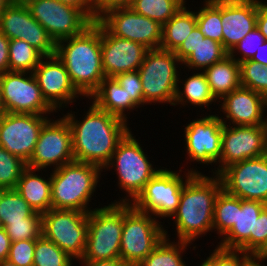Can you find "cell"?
Listing matches in <instances>:
<instances>
[{"mask_svg":"<svg viewBox=\"0 0 267 266\" xmlns=\"http://www.w3.org/2000/svg\"><path fill=\"white\" fill-rule=\"evenodd\" d=\"M81 120L69 110L63 117L72 132V151L75 161L99 166L102 170L111 160L117 144L130 130L128 122L99 109L92 101ZM76 113V115H75Z\"/></svg>","mask_w":267,"mask_h":266,"instance_id":"1","label":"cell"},{"mask_svg":"<svg viewBox=\"0 0 267 266\" xmlns=\"http://www.w3.org/2000/svg\"><path fill=\"white\" fill-rule=\"evenodd\" d=\"M222 189L220 177L214 174H193L185 182L178 209L170 218L178 241L193 244L213 232L215 201Z\"/></svg>","mask_w":267,"mask_h":266,"instance_id":"2","label":"cell"},{"mask_svg":"<svg viewBox=\"0 0 267 266\" xmlns=\"http://www.w3.org/2000/svg\"><path fill=\"white\" fill-rule=\"evenodd\" d=\"M55 55L65 65L76 90L90 98L105 78L102 67L101 23L97 20L81 34L57 42Z\"/></svg>","mask_w":267,"mask_h":266,"instance_id":"3","label":"cell"},{"mask_svg":"<svg viewBox=\"0 0 267 266\" xmlns=\"http://www.w3.org/2000/svg\"><path fill=\"white\" fill-rule=\"evenodd\" d=\"M50 172L52 208L86 213L93 210L89 202L105 171L97 165L73 161Z\"/></svg>","mask_w":267,"mask_h":266,"instance_id":"4","label":"cell"},{"mask_svg":"<svg viewBox=\"0 0 267 266\" xmlns=\"http://www.w3.org/2000/svg\"><path fill=\"white\" fill-rule=\"evenodd\" d=\"M131 130L119 141L111 160L104 167L105 171H110L111 168L116 171L118 188L126 194L113 202L131 203L149 180L163 168L153 167L149 160L151 157L144 152L147 150L144 146L142 148Z\"/></svg>","mask_w":267,"mask_h":266,"instance_id":"5","label":"cell"},{"mask_svg":"<svg viewBox=\"0 0 267 266\" xmlns=\"http://www.w3.org/2000/svg\"><path fill=\"white\" fill-rule=\"evenodd\" d=\"M187 168H184L186 171L180 168L177 172L170 167H163L149 180L131 205L158 220L160 217L170 219L178 209L185 182L193 174H202L196 167Z\"/></svg>","mask_w":267,"mask_h":266,"instance_id":"6","label":"cell"},{"mask_svg":"<svg viewBox=\"0 0 267 266\" xmlns=\"http://www.w3.org/2000/svg\"><path fill=\"white\" fill-rule=\"evenodd\" d=\"M123 217L124 202L111 201L91 210L86 247L80 260L119 259Z\"/></svg>","mask_w":267,"mask_h":266,"instance_id":"7","label":"cell"},{"mask_svg":"<svg viewBox=\"0 0 267 266\" xmlns=\"http://www.w3.org/2000/svg\"><path fill=\"white\" fill-rule=\"evenodd\" d=\"M180 67L183 69L181 61L173 51L159 48L146 52L138 72L141 78L144 102L147 105L159 103L173 106Z\"/></svg>","mask_w":267,"mask_h":266,"instance_id":"8","label":"cell"},{"mask_svg":"<svg viewBox=\"0 0 267 266\" xmlns=\"http://www.w3.org/2000/svg\"><path fill=\"white\" fill-rule=\"evenodd\" d=\"M163 223L124 202L120 259L128 266L142 262L165 237Z\"/></svg>","mask_w":267,"mask_h":266,"instance_id":"9","label":"cell"},{"mask_svg":"<svg viewBox=\"0 0 267 266\" xmlns=\"http://www.w3.org/2000/svg\"><path fill=\"white\" fill-rule=\"evenodd\" d=\"M88 215L77 210L51 208L42 214V235L76 262L84 255Z\"/></svg>","mask_w":267,"mask_h":266,"instance_id":"10","label":"cell"},{"mask_svg":"<svg viewBox=\"0 0 267 266\" xmlns=\"http://www.w3.org/2000/svg\"><path fill=\"white\" fill-rule=\"evenodd\" d=\"M209 112L210 114L198 116L200 118L197 117L186 123V126L183 125L182 137L185 141L186 163L190 161L204 166L211 165L215 168H211L209 173L216 175V164L221 157L223 122L218 114Z\"/></svg>","mask_w":267,"mask_h":266,"instance_id":"11","label":"cell"},{"mask_svg":"<svg viewBox=\"0 0 267 266\" xmlns=\"http://www.w3.org/2000/svg\"><path fill=\"white\" fill-rule=\"evenodd\" d=\"M1 100L6 113L53 115L33 73L8 71L0 75ZM55 112V113H54Z\"/></svg>","mask_w":267,"mask_h":266,"instance_id":"12","label":"cell"},{"mask_svg":"<svg viewBox=\"0 0 267 266\" xmlns=\"http://www.w3.org/2000/svg\"><path fill=\"white\" fill-rule=\"evenodd\" d=\"M73 161L69 123L61 116L49 119L41 128L34 152L26 166L39 170H48L50 167V170H54Z\"/></svg>","mask_w":267,"mask_h":266,"instance_id":"13","label":"cell"},{"mask_svg":"<svg viewBox=\"0 0 267 266\" xmlns=\"http://www.w3.org/2000/svg\"><path fill=\"white\" fill-rule=\"evenodd\" d=\"M32 17L58 41L81 34L93 21L80 9L59 0H32L27 4Z\"/></svg>","mask_w":267,"mask_h":266,"instance_id":"14","label":"cell"},{"mask_svg":"<svg viewBox=\"0 0 267 266\" xmlns=\"http://www.w3.org/2000/svg\"><path fill=\"white\" fill-rule=\"evenodd\" d=\"M218 176L227 193L267 205V154L233 163Z\"/></svg>","mask_w":267,"mask_h":266,"instance_id":"15","label":"cell"},{"mask_svg":"<svg viewBox=\"0 0 267 266\" xmlns=\"http://www.w3.org/2000/svg\"><path fill=\"white\" fill-rule=\"evenodd\" d=\"M267 154L266 125L223 124L221 157L216 164V175L227 166Z\"/></svg>","mask_w":267,"mask_h":266,"instance_id":"16","label":"cell"},{"mask_svg":"<svg viewBox=\"0 0 267 266\" xmlns=\"http://www.w3.org/2000/svg\"><path fill=\"white\" fill-rule=\"evenodd\" d=\"M49 115L4 113L0 117V146L27 163Z\"/></svg>","mask_w":267,"mask_h":266,"instance_id":"17","label":"cell"},{"mask_svg":"<svg viewBox=\"0 0 267 266\" xmlns=\"http://www.w3.org/2000/svg\"><path fill=\"white\" fill-rule=\"evenodd\" d=\"M98 21L116 37L141 43L149 50L161 46L162 25L130 7L109 10Z\"/></svg>","mask_w":267,"mask_h":266,"instance_id":"18","label":"cell"},{"mask_svg":"<svg viewBox=\"0 0 267 266\" xmlns=\"http://www.w3.org/2000/svg\"><path fill=\"white\" fill-rule=\"evenodd\" d=\"M0 32L9 40H24L43 56L55 55L57 43L32 17L27 5L9 3L0 13Z\"/></svg>","mask_w":267,"mask_h":266,"instance_id":"19","label":"cell"},{"mask_svg":"<svg viewBox=\"0 0 267 266\" xmlns=\"http://www.w3.org/2000/svg\"><path fill=\"white\" fill-rule=\"evenodd\" d=\"M33 74L43 98L57 113L73 105L79 97L84 98L72 84L65 65L56 55L44 56Z\"/></svg>","mask_w":267,"mask_h":266,"instance_id":"20","label":"cell"},{"mask_svg":"<svg viewBox=\"0 0 267 266\" xmlns=\"http://www.w3.org/2000/svg\"><path fill=\"white\" fill-rule=\"evenodd\" d=\"M218 103L224 116L220 113L223 124L266 125L267 98L256 91L240 86L224 95Z\"/></svg>","mask_w":267,"mask_h":266,"instance_id":"21","label":"cell"},{"mask_svg":"<svg viewBox=\"0 0 267 266\" xmlns=\"http://www.w3.org/2000/svg\"><path fill=\"white\" fill-rule=\"evenodd\" d=\"M149 49L143 44L112 35L101 24L102 67L105 77L137 71Z\"/></svg>","mask_w":267,"mask_h":266,"instance_id":"22","label":"cell"},{"mask_svg":"<svg viewBox=\"0 0 267 266\" xmlns=\"http://www.w3.org/2000/svg\"><path fill=\"white\" fill-rule=\"evenodd\" d=\"M257 0H221L222 46L229 53L256 27Z\"/></svg>","mask_w":267,"mask_h":266,"instance_id":"23","label":"cell"},{"mask_svg":"<svg viewBox=\"0 0 267 266\" xmlns=\"http://www.w3.org/2000/svg\"><path fill=\"white\" fill-rule=\"evenodd\" d=\"M266 206L261 201L242 200L237 197V222L217 242V246L242 250L254 257L255 222Z\"/></svg>","mask_w":267,"mask_h":266,"instance_id":"24","label":"cell"},{"mask_svg":"<svg viewBox=\"0 0 267 266\" xmlns=\"http://www.w3.org/2000/svg\"><path fill=\"white\" fill-rule=\"evenodd\" d=\"M40 171L41 174L39 173ZM42 171L46 172L47 170L26 167L23 170L15 188L29 206L35 212L40 214H43L52 208L51 172H49L50 177L46 178L43 176Z\"/></svg>","mask_w":267,"mask_h":266,"instance_id":"25","label":"cell"},{"mask_svg":"<svg viewBox=\"0 0 267 266\" xmlns=\"http://www.w3.org/2000/svg\"><path fill=\"white\" fill-rule=\"evenodd\" d=\"M89 100L99 109L113 114L126 122L129 121L130 112L140 108L118 81L115 78L110 77L104 78L98 90L89 98Z\"/></svg>","mask_w":267,"mask_h":266,"instance_id":"26","label":"cell"},{"mask_svg":"<svg viewBox=\"0 0 267 266\" xmlns=\"http://www.w3.org/2000/svg\"><path fill=\"white\" fill-rule=\"evenodd\" d=\"M191 73L192 74H190L188 77V74L185 71V74L187 76L184 77V80V78L181 79L180 77V70L178 76L177 92L173 106L177 107L181 104L180 107H186V105H189L200 107L201 110L205 107L208 108L207 110H211L212 107L210 106H212L213 103V105L218 106L219 101L211 93L209 84L203 71H192Z\"/></svg>","mask_w":267,"mask_h":266,"instance_id":"27","label":"cell"},{"mask_svg":"<svg viewBox=\"0 0 267 266\" xmlns=\"http://www.w3.org/2000/svg\"><path fill=\"white\" fill-rule=\"evenodd\" d=\"M211 93L219 101L224 95L241 86L240 65L229 54L203 70Z\"/></svg>","mask_w":267,"mask_h":266,"instance_id":"28","label":"cell"},{"mask_svg":"<svg viewBox=\"0 0 267 266\" xmlns=\"http://www.w3.org/2000/svg\"><path fill=\"white\" fill-rule=\"evenodd\" d=\"M192 8L185 4L162 26L160 49L174 52L197 26L196 11Z\"/></svg>","mask_w":267,"mask_h":266,"instance_id":"29","label":"cell"},{"mask_svg":"<svg viewBox=\"0 0 267 266\" xmlns=\"http://www.w3.org/2000/svg\"><path fill=\"white\" fill-rule=\"evenodd\" d=\"M164 232L165 237L137 266H188L183 259V253L186 252L189 247L193 248V250H196L198 247L184 241H171L169 236L171 234H168L167 229H164Z\"/></svg>","mask_w":267,"mask_h":266,"instance_id":"30","label":"cell"},{"mask_svg":"<svg viewBox=\"0 0 267 266\" xmlns=\"http://www.w3.org/2000/svg\"><path fill=\"white\" fill-rule=\"evenodd\" d=\"M227 55L228 52L222 43L200 35V42L195 51L182 62V65L188 74L190 71H203Z\"/></svg>","mask_w":267,"mask_h":266,"instance_id":"31","label":"cell"},{"mask_svg":"<svg viewBox=\"0 0 267 266\" xmlns=\"http://www.w3.org/2000/svg\"><path fill=\"white\" fill-rule=\"evenodd\" d=\"M186 2L187 0H132L130 8L163 26Z\"/></svg>","mask_w":267,"mask_h":266,"instance_id":"32","label":"cell"},{"mask_svg":"<svg viewBox=\"0 0 267 266\" xmlns=\"http://www.w3.org/2000/svg\"><path fill=\"white\" fill-rule=\"evenodd\" d=\"M196 10L197 27L206 38L222 43L221 0H203Z\"/></svg>","mask_w":267,"mask_h":266,"instance_id":"33","label":"cell"},{"mask_svg":"<svg viewBox=\"0 0 267 266\" xmlns=\"http://www.w3.org/2000/svg\"><path fill=\"white\" fill-rule=\"evenodd\" d=\"M237 222V196L222 189L215 201L213 232L221 239Z\"/></svg>","mask_w":267,"mask_h":266,"instance_id":"34","label":"cell"},{"mask_svg":"<svg viewBox=\"0 0 267 266\" xmlns=\"http://www.w3.org/2000/svg\"><path fill=\"white\" fill-rule=\"evenodd\" d=\"M43 57L37 49L24 40L13 39L9 42L10 71L33 73Z\"/></svg>","mask_w":267,"mask_h":266,"instance_id":"35","label":"cell"},{"mask_svg":"<svg viewBox=\"0 0 267 266\" xmlns=\"http://www.w3.org/2000/svg\"><path fill=\"white\" fill-rule=\"evenodd\" d=\"M33 212L15 189H0V219L3 227L8 222L23 221Z\"/></svg>","mask_w":267,"mask_h":266,"instance_id":"36","label":"cell"},{"mask_svg":"<svg viewBox=\"0 0 267 266\" xmlns=\"http://www.w3.org/2000/svg\"><path fill=\"white\" fill-rule=\"evenodd\" d=\"M74 261L43 235L36 239L33 266H74Z\"/></svg>","mask_w":267,"mask_h":266,"instance_id":"37","label":"cell"},{"mask_svg":"<svg viewBox=\"0 0 267 266\" xmlns=\"http://www.w3.org/2000/svg\"><path fill=\"white\" fill-rule=\"evenodd\" d=\"M3 228L11 242L37 239L42 235V214L34 211L23 221L8 222Z\"/></svg>","mask_w":267,"mask_h":266,"instance_id":"38","label":"cell"},{"mask_svg":"<svg viewBox=\"0 0 267 266\" xmlns=\"http://www.w3.org/2000/svg\"><path fill=\"white\" fill-rule=\"evenodd\" d=\"M240 65L241 86L249 88L267 98V66L246 60Z\"/></svg>","mask_w":267,"mask_h":266,"instance_id":"39","label":"cell"},{"mask_svg":"<svg viewBox=\"0 0 267 266\" xmlns=\"http://www.w3.org/2000/svg\"><path fill=\"white\" fill-rule=\"evenodd\" d=\"M26 163L0 146V189H15Z\"/></svg>","mask_w":267,"mask_h":266,"instance_id":"40","label":"cell"},{"mask_svg":"<svg viewBox=\"0 0 267 266\" xmlns=\"http://www.w3.org/2000/svg\"><path fill=\"white\" fill-rule=\"evenodd\" d=\"M210 253L204 259L209 266H246L254 258L242 250L224 249L219 246Z\"/></svg>","mask_w":267,"mask_h":266,"instance_id":"41","label":"cell"},{"mask_svg":"<svg viewBox=\"0 0 267 266\" xmlns=\"http://www.w3.org/2000/svg\"><path fill=\"white\" fill-rule=\"evenodd\" d=\"M265 38L257 27L244 36L228 53L238 63L251 60L257 49L265 42ZM241 57V58H240Z\"/></svg>","mask_w":267,"mask_h":266,"instance_id":"42","label":"cell"},{"mask_svg":"<svg viewBox=\"0 0 267 266\" xmlns=\"http://www.w3.org/2000/svg\"><path fill=\"white\" fill-rule=\"evenodd\" d=\"M36 239L11 242L8 260L17 266H33Z\"/></svg>","mask_w":267,"mask_h":266,"instance_id":"43","label":"cell"},{"mask_svg":"<svg viewBox=\"0 0 267 266\" xmlns=\"http://www.w3.org/2000/svg\"><path fill=\"white\" fill-rule=\"evenodd\" d=\"M114 78L126 90L131 99L144 109V105L146 106L147 104L144 102L142 83L138 70L121 73Z\"/></svg>","mask_w":267,"mask_h":266,"instance_id":"44","label":"cell"},{"mask_svg":"<svg viewBox=\"0 0 267 266\" xmlns=\"http://www.w3.org/2000/svg\"><path fill=\"white\" fill-rule=\"evenodd\" d=\"M267 248V206L261 211L255 222L254 257H258Z\"/></svg>","mask_w":267,"mask_h":266,"instance_id":"45","label":"cell"},{"mask_svg":"<svg viewBox=\"0 0 267 266\" xmlns=\"http://www.w3.org/2000/svg\"><path fill=\"white\" fill-rule=\"evenodd\" d=\"M200 35H203L196 26L193 31L187 36L182 44L174 51V54L179 58L181 63L195 51L200 42Z\"/></svg>","mask_w":267,"mask_h":266,"instance_id":"46","label":"cell"},{"mask_svg":"<svg viewBox=\"0 0 267 266\" xmlns=\"http://www.w3.org/2000/svg\"><path fill=\"white\" fill-rule=\"evenodd\" d=\"M132 0H93L95 9V21L103 14L114 8L130 7Z\"/></svg>","mask_w":267,"mask_h":266,"instance_id":"47","label":"cell"},{"mask_svg":"<svg viewBox=\"0 0 267 266\" xmlns=\"http://www.w3.org/2000/svg\"><path fill=\"white\" fill-rule=\"evenodd\" d=\"M9 42L4 33L0 32V75L10 71L9 68Z\"/></svg>","mask_w":267,"mask_h":266,"instance_id":"48","label":"cell"},{"mask_svg":"<svg viewBox=\"0 0 267 266\" xmlns=\"http://www.w3.org/2000/svg\"><path fill=\"white\" fill-rule=\"evenodd\" d=\"M256 27L267 41V2L257 0Z\"/></svg>","mask_w":267,"mask_h":266,"instance_id":"49","label":"cell"},{"mask_svg":"<svg viewBox=\"0 0 267 266\" xmlns=\"http://www.w3.org/2000/svg\"><path fill=\"white\" fill-rule=\"evenodd\" d=\"M64 4L77 7L84 12L93 22H95V9L93 0H59Z\"/></svg>","mask_w":267,"mask_h":266,"instance_id":"50","label":"cell"},{"mask_svg":"<svg viewBox=\"0 0 267 266\" xmlns=\"http://www.w3.org/2000/svg\"><path fill=\"white\" fill-rule=\"evenodd\" d=\"M76 263L81 264V266H128L120 258L110 260H77Z\"/></svg>","mask_w":267,"mask_h":266,"instance_id":"51","label":"cell"},{"mask_svg":"<svg viewBox=\"0 0 267 266\" xmlns=\"http://www.w3.org/2000/svg\"><path fill=\"white\" fill-rule=\"evenodd\" d=\"M11 240L5 229L0 228V261L8 259Z\"/></svg>","mask_w":267,"mask_h":266,"instance_id":"52","label":"cell"},{"mask_svg":"<svg viewBox=\"0 0 267 266\" xmlns=\"http://www.w3.org/2000/svg\"><path fill=\"white\" fill-rule=\"evenodd\" d=\"M251 60L267 66V41L260 45V48L257 49Z\"/></svg>","mask_w":267,"mask_h":266,"instance_id":"53","label":"cell"},{"mask_svg":"<svg viewBox=\"0 0 267 266\" xmlns=\"http://www.w3.org/2000/svg\"><path fill=\"white\" fill-rule=\"evenodd\" d=\"M264 262V260L254 257L246 266H267L264 264Z\"/></svg>","mask_w":267,"mask_h":266,"instance_id":"54","label":"cell"},{"mask_svg":"<svg viewBox=\"0 0 267 266\" xmlns=\"http://www.w3.org/2000/svg\"><path fill=\"white\" fill-rule=\"evenodd\" d=\"M10 4L27 5L32 0H8Z\"/></svg>","mask_w":267,"mask_h":266,"instance_id":"55","label":"cell"},{"mask_svg":"<svg viewBox=\"0 0 267 266\" xmlns=\"http://www.w3.org/2000/svg\"><path fill=\"white\" fill-rule=\"evenodd\" d=\"M9 4L8 0H0V13L6 8Z\"/></svg>","mask_w":267,"mask_h":266,"instance_id":"56","label":"cell"},{"mask_svg":"<svg viewBox=\"0 0 267 266\" xmlns=\"http://www.w3.org/2000/svg\"><path fill=\"white\" fill-rule=\"evenodd\" d=\"M0 266H17L16 264L10 262L8 259L0 261Z\"/></svg>","mask_w":267,"mask_h":266,"instance_id":"57","label":"cell"},{"mask_svg":"<svg viewBox=\"0 0 267 266\" xmlns=\"http://www.w3.org/2000/svg\"><path fill=\"white\" fill-rule=\"evenodd\" d=\"M257 258L267 261V248Z\"/></svg>","mask_w":267,"mask_h":266,"instance_id":"58","label":"cell"},{"mask_svg":"<svg viewBox=\"0 0 267 266\" xmlns=\"http://www.w3.org/2000/svg\"><path fill=\"white\" fill-rule=\"evenodd\" d=\"M5 113L3 104H2V100H1V90H0V117L3 116Z\"/></svg>","mask_w":267,"mask_h":266,"instance_id":"59","label":"cell"},{"mask_svg":"<svg viewBox=\"0 0 267 266\" xmlns=\"http://www.w3.org/2000/svg\"><path fill=\"white\" fill-rule=\"evenodd\" d=\"M200 264V265H199ZM197 264L198 266H209L204 260L201 263Z\"/></svg>","mask_w":267,"mask_h":266,"instance_id":"60","label":"cell"},{"mask_svg":"<svg viewBox=\"0 0 267 266\" xmlns=\"http://www.w3.org/2000/svg\"><path fill=\"white\" fill-rule=\"evenodd\" d=\"M3 226H2V222H1V219H0V228H2Z\"/></svg>","mask_w":267,"mask_h":266,"instance_id":"61","label":"cell"}]
</instances>
